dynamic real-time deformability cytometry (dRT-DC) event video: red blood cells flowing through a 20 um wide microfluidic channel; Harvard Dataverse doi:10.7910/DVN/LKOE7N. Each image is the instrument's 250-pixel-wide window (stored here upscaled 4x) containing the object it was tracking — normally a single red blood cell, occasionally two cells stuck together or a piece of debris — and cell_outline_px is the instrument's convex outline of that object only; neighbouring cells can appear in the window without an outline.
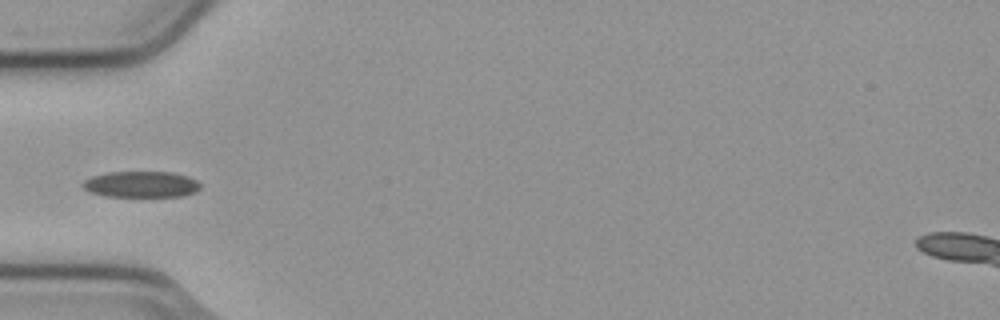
{"species": "common noctule bat (a hibernating species)", "species_latin": "Nyctalus noctula", "temperature_condition": "cold", "stored_images_in_passage": 3, "camera_frame_rate_fps": 3000, "um_per_image_px": 0.085, "animal": {"sex": "male", "body_mass_g": 23.1, "forearm_length_mm": 52.7}, "frame": {"image": 1, "passage_image": 2, "time_ms": 0.333, "image_size_px": [1000, 320], "cell_outline_px": [[200, 188], [196, 192], [184, 196], [104, 196], [88, 192], [80, 184], [84, 180], [92, 176], [108, 172], [172, 172], [188, 176], [196, 180], [200, 184]], "centroid_in_image_um": [11.98, 15.67], "position_along_channel_um": 73.0, "area_um2": 18.03}}
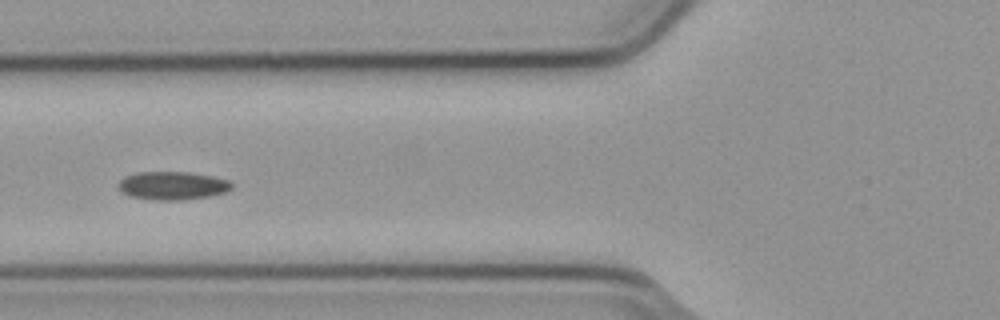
{"frame": {"image": 2, "passage_image": 3, "time_ms": 0.667, "image_size_px": [1000, 320], "cell_outline_px": [[232, 188], [224, 192], [208, 196], [180, 200], [156, 200], [128, 196], [120, 192], [116, 188], [116, 184], [124, 176], [136, 172], [188, 172], [212, 176], [228, 180], [232, 184]], "centroid_in_image_um": [14.57, 15.77], "position_along_channel_um": 111.2, "area_um2": 18.79}}